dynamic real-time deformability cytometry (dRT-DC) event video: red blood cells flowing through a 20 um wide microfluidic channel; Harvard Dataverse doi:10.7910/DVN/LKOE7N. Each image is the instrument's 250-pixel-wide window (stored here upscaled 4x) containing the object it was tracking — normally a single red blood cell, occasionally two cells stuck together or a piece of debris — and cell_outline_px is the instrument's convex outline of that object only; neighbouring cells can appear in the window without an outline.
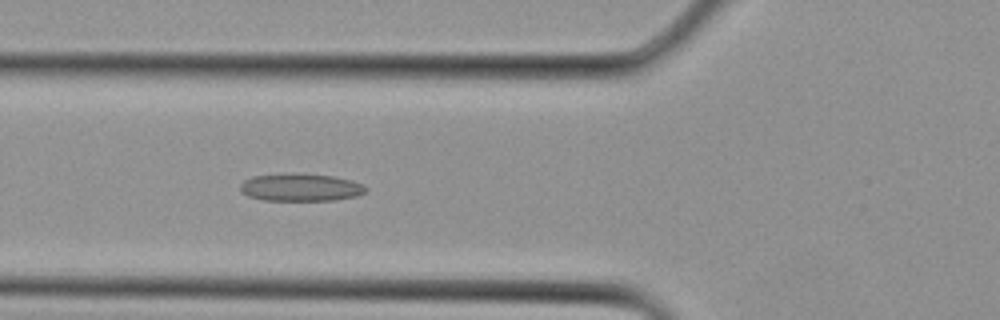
{"species": "Egyptian fruit bat (a non-hibernating species)", "species_latin": "Rousettus aegyptiacus", "temperature_condition": "cold", "stored_images_in_passage": 10, "camera_frame_rate_fps": 3000, "um_per_image_px": 0.085, "animal": {"sex": "female"}, "frame": {"image": 1, "passage_image": 10, "time_ms": 3.0, "image_size_px": [1000, 320], "cell_outline_px": [[368, 192], [356, 196], [332, 200], [264, 200], [248, 196], [240, 192], [240, 184], [244, 180], [252, 176], [332, 176], [352, 180], [368, 188]], "centroid_in_image_um": [25.57, 15.98], "position_along_channel_um": 100.2, "area_um2": 19.25}}